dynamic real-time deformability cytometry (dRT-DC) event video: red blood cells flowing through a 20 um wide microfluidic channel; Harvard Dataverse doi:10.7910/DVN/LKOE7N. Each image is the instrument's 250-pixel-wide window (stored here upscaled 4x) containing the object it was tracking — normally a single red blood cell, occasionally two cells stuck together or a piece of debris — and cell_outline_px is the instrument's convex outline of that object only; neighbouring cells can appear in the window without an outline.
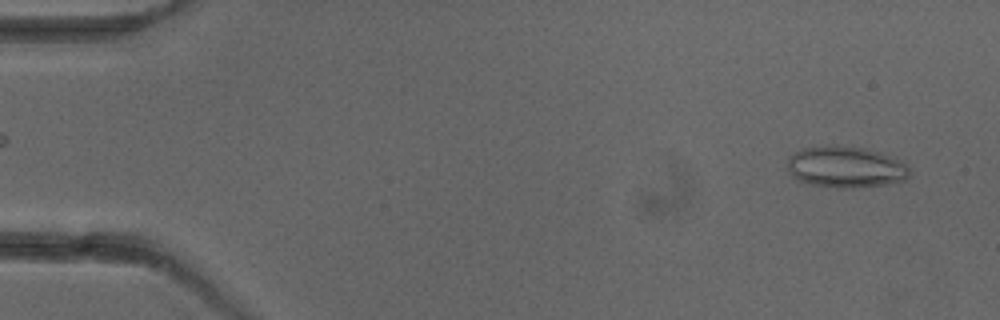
{"species": "common noctule bat (a hibernating species)", "species_latin": "Nyctalus noctula", "temperature_condition": "cold", "stored_images_in_passage": 4, "camera_frame_rate_fps": 3000, "um_per_image_px": 0.085, "animal": {"sex": "female"}, "frame": {"image": 1, "passage_image": 4, "time_ms": 5.0, "image_size_px": [1000, 320], "cell_outline_px": [[908, 176], [904, 180], [884, 184], [852, 188], [836, 188], [812, 184], [796, 180], [788, 172], [788, 156], [804, 148], [832, 144], [836, 144], [864, 148], [880, 152], [904, 164], [908, 168]], "centroid_in_image_um": [71.81, 14.19], "position_along_channel_um": 13.2, "area_um2": 29.3}}